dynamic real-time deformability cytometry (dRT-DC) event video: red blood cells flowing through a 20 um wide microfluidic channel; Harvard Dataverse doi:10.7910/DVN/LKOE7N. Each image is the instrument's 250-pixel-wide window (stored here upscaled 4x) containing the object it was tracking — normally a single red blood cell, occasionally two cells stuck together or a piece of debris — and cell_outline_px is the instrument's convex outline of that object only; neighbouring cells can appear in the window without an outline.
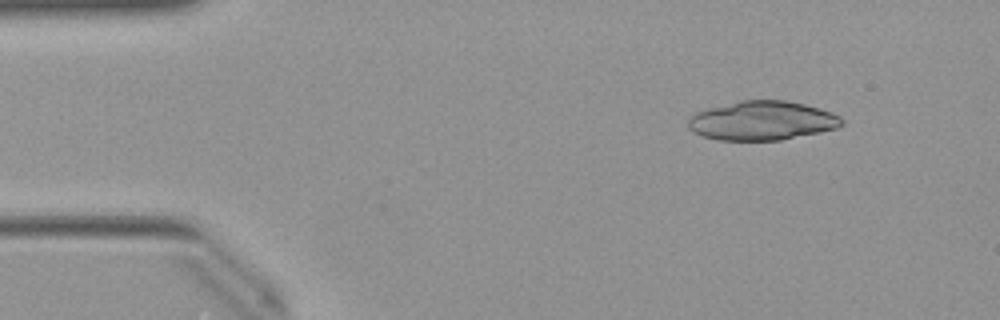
{"species": "Egyptian fruit bat (a non-hibernating species)", "species_latin": "Rousettus aegyptiacus", "temperature_condition": "warm", "stored_images_in_passage": 48, "camera_frame_rate_fps": 3000, "um_per_image_px": 0.085, "animal": {"sex": "female"}, "frame": {"image": 1, "passage_image": 4, "time_ms": 1.0, "image_size_px": [1000, 320], "cell_outline_px": [[844, 124], [836, 128], [820, 132], [780, 140], [716, 140], [692, 132], [688, 128], [688, 120], [696, 112], [740, 100], [784, 100], [804, 104], [820, 108], [832, 112], [840, 116], [844, 120]], "centroid_in_image_um": [64.8, 10.26], "position_along_channel_um": 20.2, "area_um2": 34.97}}